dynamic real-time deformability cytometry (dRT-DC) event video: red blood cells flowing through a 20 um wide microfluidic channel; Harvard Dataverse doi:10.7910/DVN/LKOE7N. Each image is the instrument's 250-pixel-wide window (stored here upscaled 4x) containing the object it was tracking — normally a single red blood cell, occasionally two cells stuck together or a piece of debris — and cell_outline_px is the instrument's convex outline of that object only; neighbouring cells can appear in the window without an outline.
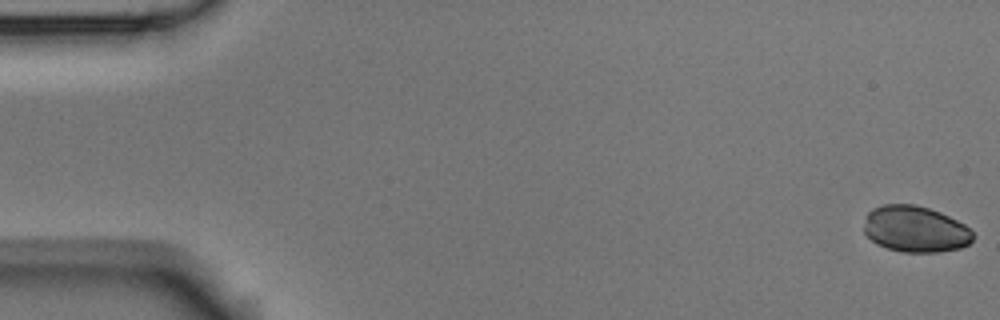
{"species": "Egyptian fruit bat (a non-hibernating species)", "species_latin": "Rousettus aegyptiacus", "temperature_condition": "room temperature", "stored_images_in_passage": 6, "camera_frame_rate_fps": 3000, "um_per_image_px": 0.085, "animal": {"sex": "male"}, "frame": {"image": 1, "passage_image": 1, "time_ms": 0.0, "image_size_px": [1000, 320], "cell_outline_px": [[972, 240], [968, 244], [960, 248], [940, 252], [900, 252], [876, 244], [864, 232], [864, 224], [868, 212], [884, 204], [912, 204], [928, 208], [940, 212], [964, 224], [972, 232]], "centroid_in_image_um": [77.79, 19.48], "position_along_channel_um": 7.2, "area_um2": 29.19}}
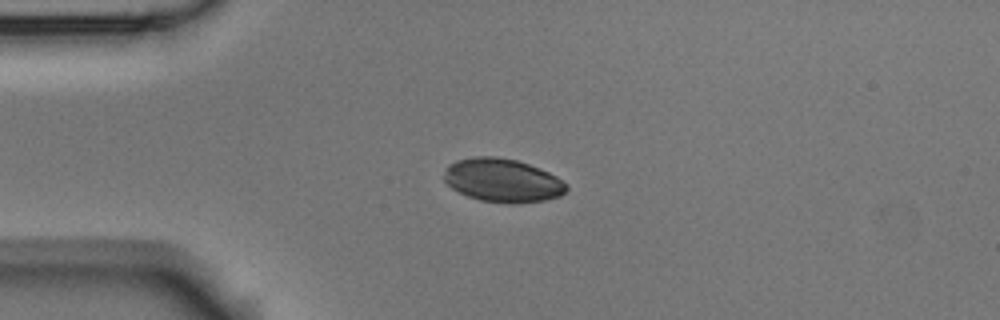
{"frame": {"image": 2, "passage_image": 5, "time_ms": 4.333, "image_size_px": [1000, 320], "cell_outline_px": [[568, 188], [560, 196], [544, 200], [512, 204], [508, 204], [480, 200], [468, 196], [452, 188], [444, 180], [444, 172], [448, 164], [456, 160], [472, 156], [496, 156], [516, 160], [528, 164], [548, 172], [556, 176], [568, 184]], "centroid_in_image_um": [42.7, 15.33], "position_along_channel_um": 42.3, "area_um2": 31.1}}